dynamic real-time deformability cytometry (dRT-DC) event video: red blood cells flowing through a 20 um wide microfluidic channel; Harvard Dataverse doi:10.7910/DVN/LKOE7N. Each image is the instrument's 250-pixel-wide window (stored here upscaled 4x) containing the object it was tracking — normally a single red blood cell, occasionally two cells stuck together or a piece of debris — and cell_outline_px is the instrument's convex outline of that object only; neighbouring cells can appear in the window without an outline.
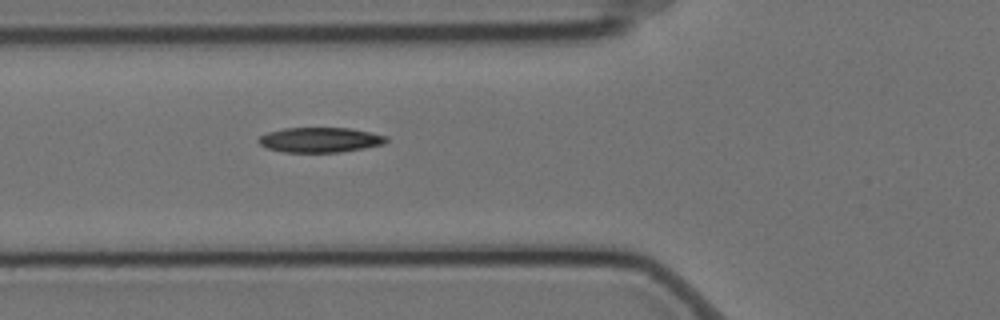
{"species": "Egyptian fruit bat (a non-hibernating species)", "species_latin": "Rousettus aegyptiacus", "temperature_condition": "cold", "stored_images_in_passage": 6, "camera_frame_rate_fps": 3000, "um_per_image_px": 0.085, "animal": {"sex": "female"}, "frame": {"image": 1, "passage_image": 6, "time_ms": 1.667, "image_size_px": [1000, 320], "cell_outline_px": [[388, 140], [384, 144], [364, 148], [340, 152], [284, 152], [268, 148], [260, 144], [256, 140], [260, 136], [268, 132], [284, 128], [352, 128], [372, 132], [388, 136]], "centroid_in_image_um": [27.24, 11.88], "position_along_channel_um": 98.6, "area_um2": 18.67}}